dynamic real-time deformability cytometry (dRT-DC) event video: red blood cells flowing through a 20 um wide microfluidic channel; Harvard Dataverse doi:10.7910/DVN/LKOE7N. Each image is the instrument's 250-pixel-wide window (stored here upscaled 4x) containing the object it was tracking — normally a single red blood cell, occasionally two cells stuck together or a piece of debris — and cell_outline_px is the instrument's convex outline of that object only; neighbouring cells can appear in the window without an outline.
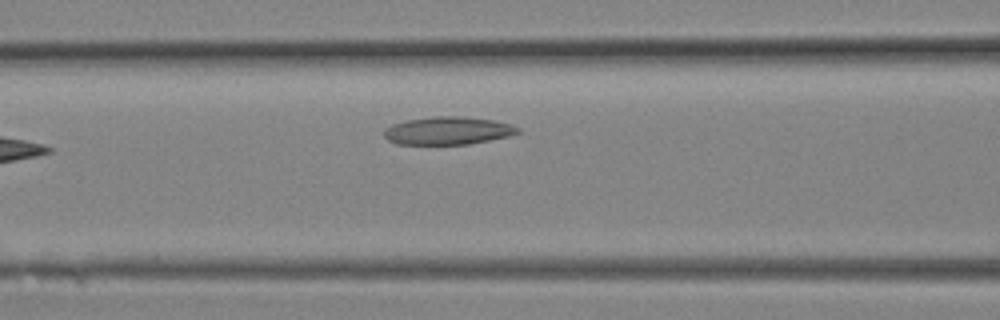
{"species": "Egyptian fruit bat (a non-hibernating species)", "species_latin": "Rousettus aegyptiacus", "temperature_condition": "room temperature", "stored_images_in_passage": 10, "camera_frame_rate_fps": 3000, "um_per_image_px": 0.085, "animal": {"sex": "female"}, "frame": {"image": 1, "passage_image": 10, "time_ms": 3.0, "image_size_px": [1000, 320], "cell_outline_px": [[520, 132], [508, 136], [468, 144], [396, 144], [388, 140], [384, 136], [384, 128], [392, 124], [408, 120], [432, 116], [460, 116], [492, 120], [508, 124], [520, 128]], "centroid_in_image_um": [38.03, 11.11], "position_along_channel_um": 128.6, "area_um2": 21.56}}